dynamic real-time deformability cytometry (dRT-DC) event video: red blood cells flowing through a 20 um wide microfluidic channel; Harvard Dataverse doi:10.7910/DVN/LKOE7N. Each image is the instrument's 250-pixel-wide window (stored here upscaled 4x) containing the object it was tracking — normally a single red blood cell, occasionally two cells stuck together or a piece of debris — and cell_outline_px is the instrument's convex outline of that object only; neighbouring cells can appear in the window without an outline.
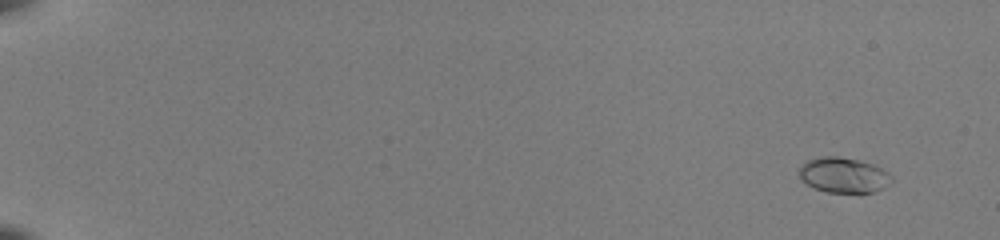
{"species": "common noctule bat (a hibernating species)", "species_latin": "Nyctalus noctula", "temperature_condition": "room temperature", "stored_images_in_passage": 55, "camera_frame_rate_fps": 3000, "um_per_image_px": 0.085, "animal": {"sex": "female", "body_mass_g": 22.0, "forearm_length_mm": 56.7}, "frame": {"image": 1, "passage_image": 5, "time_ms": 1.333, "image_size_px": [1000, 240], "cell_outline_px": [[892, 180], [884, 188], [872, 192], [828, 192], [812, 188], [800, 180], [800, 168], [808, 160], [824, 156], [836, 156], [860, 160], [872, 164], [888, 172], [892, 176]], "centroid_in_image_um": [71.7, 14.89], "position_along_channel_um": 13.3, "area_um2": 18.9}}
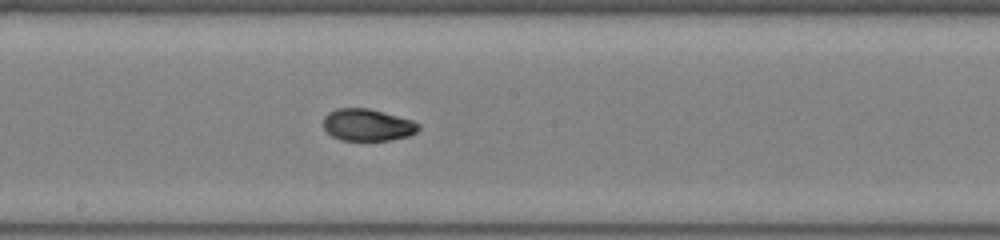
{"frame": {"image": 2, "passage_image": 34, "time_ms": 11.0, "image_size_px": [1000, 240], "cell_outline_px": [[420, 128], [416, 132], [408, 136], [388, 140], [340, 140], [332, 136], [324, 128], [324, 116], [328, 112], [336, 108], [368, 108], [384, 112], [412, 120], [420, 124]], "centroid_in_image_um": [31.23, 10.61], "position_along_channel_um": 217.0, "area_um2": 17.74}}
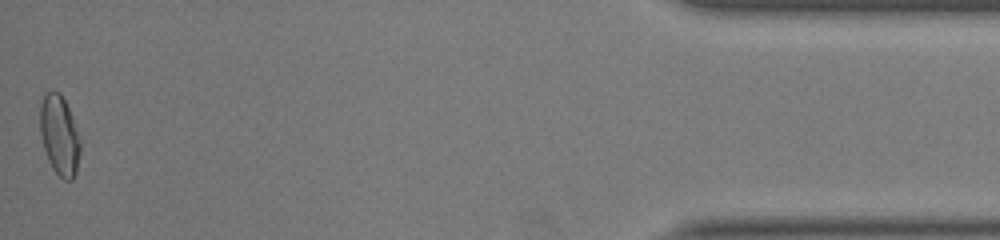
{"frame": {"image": 3, "passage_image": 55, "time_ms": 18.0, "image_size_px": [1000, 240], "cell_outline_px": [[80, 152], [76, 172], [72, 180], [64, 180], [52, 168], [48, 160], [44, 148], [40, 132], [40, 104], [44, 96], [52, 88], [60, 92], [68, 108], [80, 140]], "centroid_in_image_um": [5.04, 11.49], "position_along_channel_um": 430.2, "area_um2": 18.55}, "authors_computed_cell_mechanics": {"area_um2": 18.0336, "velocity_mm_per_s": 4.0034, "shape_relaxation_time_tau1_ms": 7.929, "shape_relaxation_time_tau2_ms": 1.4457, "deformation_change_tau1": 0.2212, "deformation_change_tau2": 0.0361}}